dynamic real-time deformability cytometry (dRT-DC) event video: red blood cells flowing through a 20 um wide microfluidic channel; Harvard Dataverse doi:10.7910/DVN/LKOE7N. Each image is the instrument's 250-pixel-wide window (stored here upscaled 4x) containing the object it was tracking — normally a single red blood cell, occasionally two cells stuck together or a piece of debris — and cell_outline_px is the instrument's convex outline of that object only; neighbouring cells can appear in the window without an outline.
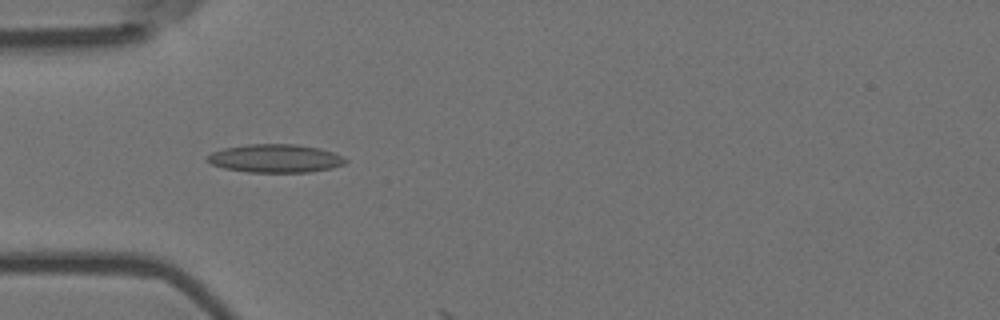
{"species": "Egyptian fruit bat (a non-hibernating species)", "species_latin": "Rousettus aegyptiacus", "temperature_condition": "room temperature", "stored_images_in_passage": 6, "camera_frame_rate_fps": 3000, "um_per_image_px": 0.085, "animal": {"sex": "female"}, "frame": {"image": 1, "passage_image": 5, "time_ms": 1.333, "image_size_px": [1000, 320], "cell_outline_px": [[348, 160], [344, 164], [332, 168], [308, 172], [248, 172], [224, 168], [212, 164], [204, 160], [204, 156], [212, 152], [224, 148], [248, 144], [296, 144], [320, 148], [332, 152]], "centroid_in_image_um": [23.36, 13.46], "position_along_channel_um": 61.6, "area_um2": 22.83}}